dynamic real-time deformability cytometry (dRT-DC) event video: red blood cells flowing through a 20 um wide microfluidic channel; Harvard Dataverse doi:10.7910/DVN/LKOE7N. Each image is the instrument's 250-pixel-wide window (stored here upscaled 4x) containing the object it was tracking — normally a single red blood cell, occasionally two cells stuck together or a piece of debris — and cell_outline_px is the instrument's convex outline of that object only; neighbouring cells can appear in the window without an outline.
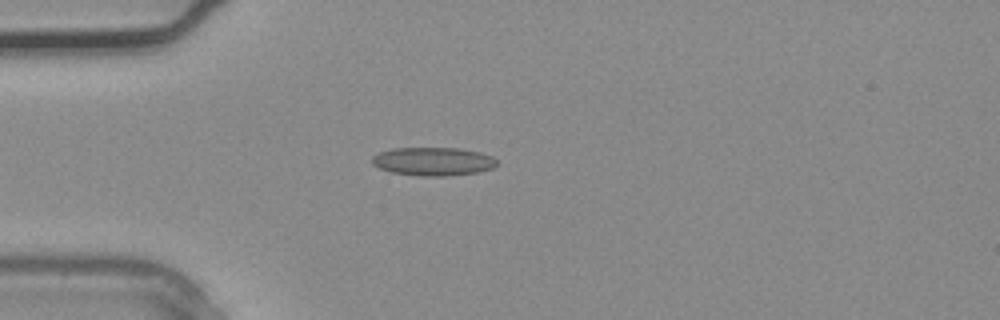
{"species": "common noctule bat (a hibernating species)", "species_latin": "Nyctalus noctula", "temperature_condition": "warm", "stored_images_in_passage": 2, "camera_frame_rate_fps": 3000, "um_per_image_px": 0.085, "animal": {"sex": "male", "body_mass_g": 20.4}, "frame": {"image": 1, "passage_image": 2, "time_ms": 0.333, "image_size_px": [1000, 320], "cell_outline_px": [[496, 164], [492, 168], [476, 172], [444, 176], [420, 176], [392, 172], [380, 168], [372, 164], [372, 156], [380, 152], [392, 148], [460, 148], [480, 152], [492, 156], [496, 160]], "centroid_in_image_um": [36.8, 13.71], "position_along_channel_um": 48.2, "area_um2": 20.52}}